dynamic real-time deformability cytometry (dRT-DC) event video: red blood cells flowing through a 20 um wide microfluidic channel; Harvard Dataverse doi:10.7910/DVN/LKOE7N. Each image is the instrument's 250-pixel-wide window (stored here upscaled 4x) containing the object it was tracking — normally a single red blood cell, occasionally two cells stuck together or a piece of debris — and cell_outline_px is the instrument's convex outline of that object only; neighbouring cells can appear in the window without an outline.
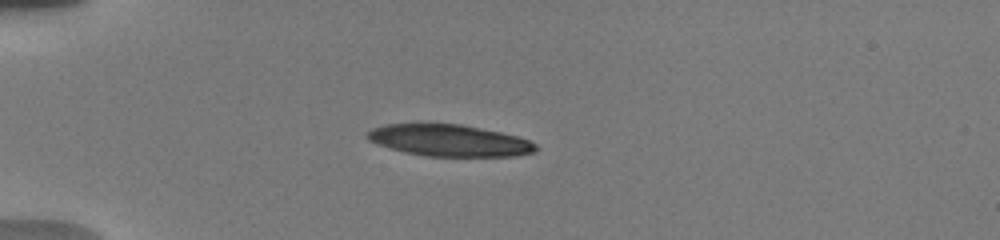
{"species": "human", "species_latin": "Homo sapiens", "temperature_condition": "warm", "stored_images_in_passage": 39, "camera_frame_rate_fps": 3000, "um_per_image_px": 0.085, "donor": {"sex": "male"}, "frame": {"image": 1, "passage_image": 1, "time_ms": 0.0, "image_size_px": [1000, 240], "cell_outline_px": [[536, 152], [516, 156], [428, 156], [404, 152], [388, 148], [376, 144], [368, 140], [364, 136], [372, 128], [384, 124], [460, 124], [500, 132], [516, 136], [528, 140], [536, 144]], "centroid_in_image_um": [38.15, 11.94], "position_along_channel_um": 46.9, "area_um2": 31.04}}
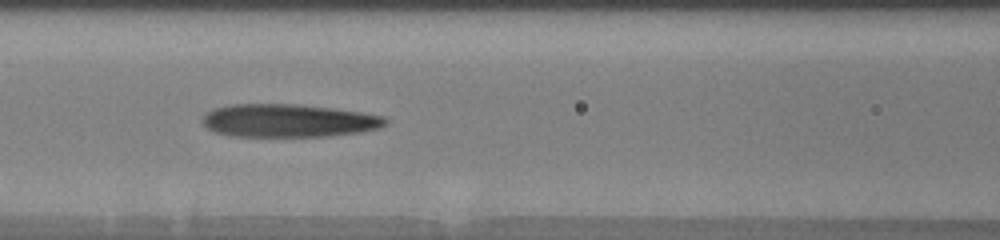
{"frame": {"image": 2, "passage_image": 12, "time_ms": 3.333, "image_size_px": [1000, 240], "cell_outline_px": [[388, 124], [380, 128], [360, 132], [328, 136], [228, 136], [216, 132], [208, 128], [200, 120], [208, 112], [216, 108], [232, 104], [300, 104], [332, 108], [360, 112], [384, 116], [388, 120]], "centroid_in_image_um": [24.55, 10.25], "position_along_channel_um": 142.1, "area_um2": 35.26}}
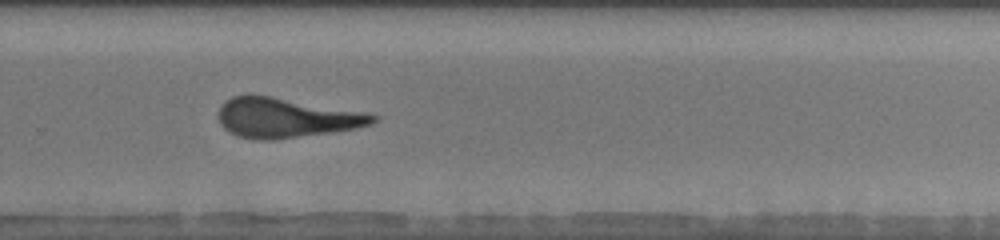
{"frame": {"image": 3, "passage_image": 24, "time_ms": 7.667, "image_size_px": [1000, 240], "cell_outline_px": [[380, 120], [372, 124], [356, 128], [336, 132], [272, 140], [252, 140], [236, 136], [228, 132], [220, 124], [220, 104], [224, 100], [232, 96], [248, 92], [252, 92], [364, 112], [380, 116]], "centroid_in_image_um": [24.29, 9.99], "position_along_channel_um": 305.5, "area_um2": 36.76}, "authors_computed_cell_mechanics": {"area_um2": 35.4892, "velocity_mm_per_s": 3.7951, "shape_relaxation_time_tau1_ms": 7.7005, "shape_relaxation_time_tau2_ms": 2.5695, "deformation_change_tau1": 0.2884, "deformation_change_tau2": 0.1596}}